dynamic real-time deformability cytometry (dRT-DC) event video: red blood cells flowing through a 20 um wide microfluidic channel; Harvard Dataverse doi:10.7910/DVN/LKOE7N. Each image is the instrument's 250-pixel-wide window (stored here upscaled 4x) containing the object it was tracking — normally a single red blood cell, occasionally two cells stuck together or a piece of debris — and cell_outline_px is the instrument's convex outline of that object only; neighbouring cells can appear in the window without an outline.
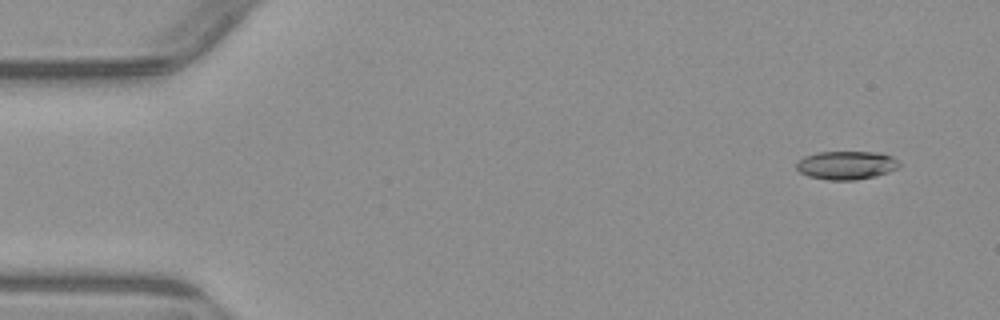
{"species": "common noctule bat (a hibernating species)", "species_latin": "Nyctalus noctula", "temperature_condition": "warm", "stored_images_in_passage": 3, "camera_frame_rate_fps": 3000, "um_per_image_px": 0.085, "animal": {"sex": "male", "body_mass_g": 23.1, "forearm_length_mm": 52.7}, "frame": {"image": 1, "passage_image": 1, "time_ms": 0.0, "image_size_px": [1000, 320], "cell_outline_px": [[900, 168], [876, 176], [856, 180], [828, 180], [808, 176], [800, 172], [796, 168], [796, 164], [804, 156], [816, 152], [880, 152], [892, 156], [900, 164]], "centroid_in_image_um": [71.96, 14.04], "position_along_channel_um": 13.0, "area_um2": 17.17}}